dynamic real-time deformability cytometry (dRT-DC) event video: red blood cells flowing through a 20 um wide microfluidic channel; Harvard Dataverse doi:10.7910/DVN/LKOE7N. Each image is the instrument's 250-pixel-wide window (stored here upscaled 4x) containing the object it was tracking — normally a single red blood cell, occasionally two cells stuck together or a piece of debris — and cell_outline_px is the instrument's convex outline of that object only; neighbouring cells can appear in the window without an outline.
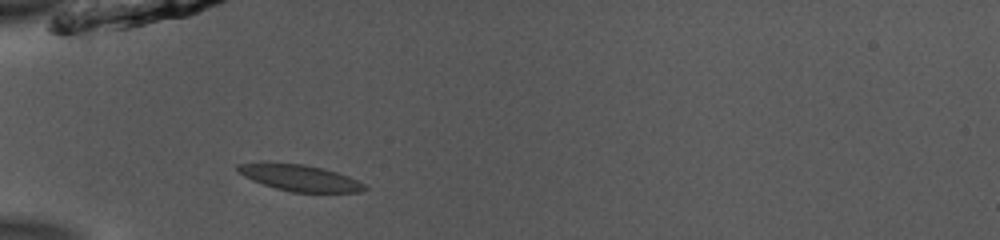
{"species": "common noctule bat (a hibernating species)", "species_latin": "Nyctalus noctula", "temperature_condition": "room temperature", "stored_images_in_passage": 39, "camera_frame_rate_fps": 3000, "um_per_image_px": 0.085, "animal": {"sex": "male", "body_mass_g": 13.0, "forearm_length_mm": 53.1}, "frame": {"image": 1, "passage_image": 6, "time_ms": 1.667, "image_size_px": [1000, 240], "cell_outline_px": [[368, 188], [360, 192], [292, 192], [276, 188], [252, 180], [244, 176], [236, 168], [236, 164], [304, 164], [336, 172], [348, 176], [364, 184]], "centroid_in_image_um": [25.54, 15.14], "position_along_channel_um": 59.5, "area_um2": 18.73}}
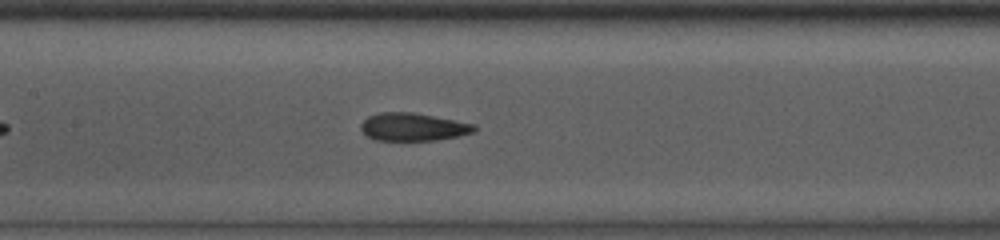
{"frame": {"image": 2, "passage_image": 15, "time_ms": 4.667, "image_size_px": [1000, 240], "cell_outline_px": [[476, 128], [472, 132], [456, 136], [436, 140], [376, 140], [368, 136], [360, 128], [360, 124], [368, 116], [380, 112], [412, 112], [476, 124]], "centroid_in_image_um": [35.08, 10.78], "position_along_channel_um": 172.3, "area_um2": 18.21}}
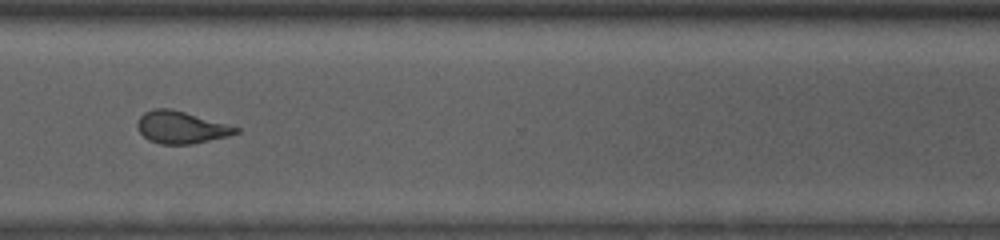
{"frame": {"image": 3, "passage_image": 29, "time_ms": 9.333, "image_size_px": [1000, 240], "cell_outline_px": [[240, 132], [228, 136], [192, 144], [160, 144], [148, 140], [140, 132], [136, 124], [140, 116], [144, 112], [156, 108], [172, 108], [240, 128]], "centroid_in_image_um": [15.38, 10.82], "position_along_channel_um": 355.2, "area_um2": 18.44}, "authors_computed_cell_mechanics": {"area_um2": 18.496, "velocity_mm_per_s": 3.9345, "shape_relaxation_time_tau1_ms": 4.3136, "shape_relaxation_time_tau2_ms": 1.7654, "deformation_change_tau1": 0.1709, "deformation_change_tau2": 0.0667}}